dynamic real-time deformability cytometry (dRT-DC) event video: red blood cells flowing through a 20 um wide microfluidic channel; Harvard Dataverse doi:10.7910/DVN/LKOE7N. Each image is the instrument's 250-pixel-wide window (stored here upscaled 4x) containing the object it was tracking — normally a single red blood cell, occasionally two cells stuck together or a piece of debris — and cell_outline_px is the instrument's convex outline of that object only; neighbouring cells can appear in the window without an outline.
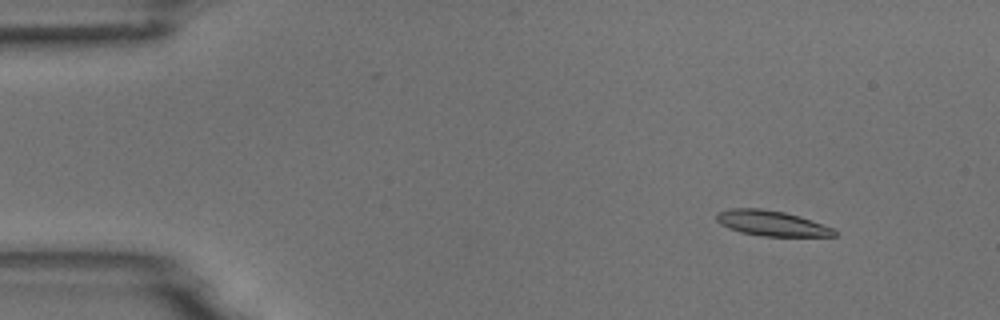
{"species": "common noctule bat (a hibernating species)", "species_latin": "Nyctalus noctula", "temperature_condition": "room temperature", "stored_images_in_passage": 55, "segment_of_instrument_passage": [1, 2], "camera_frame_rate_fps": 3000, "um_per_image_px": 0.085, "animal": {"sex": "male", "body_mass_g": 18.8}, "frame": {"image": 1, "passage_image": 6, "time_ms": 1.667, "image_size_px": [1000, 320], "cell_outline_px": [[836, 236], [764, 236], [740, 232], [728, 228], [720, 224], [716, 220], [716, 212], [732, 208], [760, 208], [784, 212], [800, 216], [832, 228], [836, 232]], "centroid_in_image_um": [65.53, 18.97], "position_along_channel_um": 19.5, "area_um2": 17.28}}
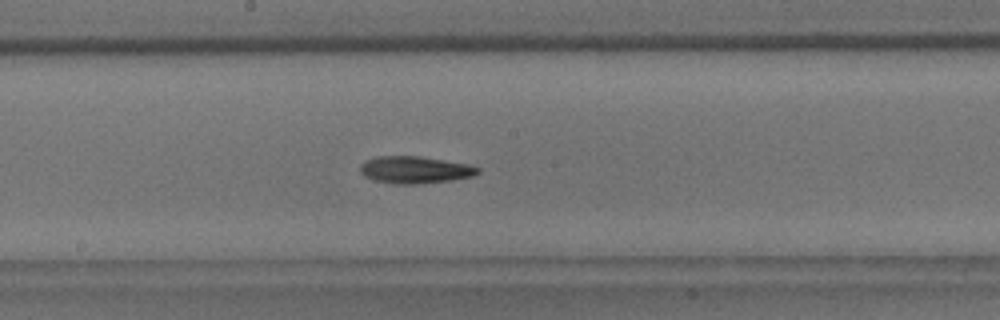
{"frame": {"image": 2, "passage_image": 29, "time_ms": 9.333, "image_size_px": [1000, 320], "cell_outline_px": [[480, 172], [472, 176], [452, 180], [416, 184], [396, 184], [376, 180], [364, 176], [360, 172], [360, 164], [364, 160], [376, 156], [420, 156], [468, 164], [480, 168]], "centroid_in_image_um": [35.25, 14.42], "position_along_channel_um": 213.0, "area_um2": 18.61}}
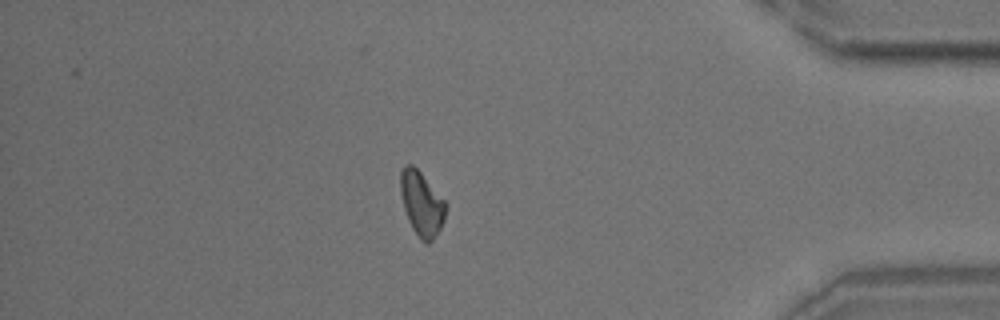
{"frame": {"image": 3, "passage_image": 47, "time_ms": 15.333, "image_size_px": [1000, 320], "cell_outline_px": [[448, 204], [444, 220], [440, 228], [432, 240], [428, 244], [424, 244], [420, 240], [412, 228], [408, 220], [404, 208], [400, 192], [400, 168], [404, 164], [412, 164], [420, 172]], "centroid_in_image_um": [35.83, 17.31], "position_along_channel_um": 399.4, "area_um2": 17.11}}